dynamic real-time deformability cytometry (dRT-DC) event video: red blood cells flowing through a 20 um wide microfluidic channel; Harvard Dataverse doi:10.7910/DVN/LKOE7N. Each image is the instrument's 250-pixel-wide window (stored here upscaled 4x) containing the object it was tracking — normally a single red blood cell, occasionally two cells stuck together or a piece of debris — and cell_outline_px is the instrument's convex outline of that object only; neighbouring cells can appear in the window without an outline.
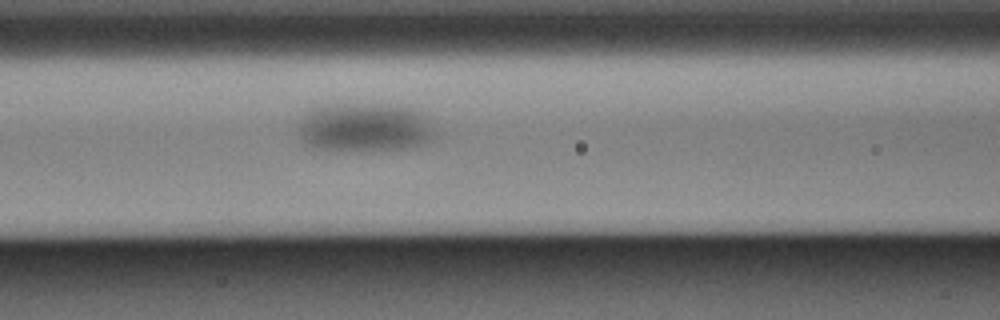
{"species": "Egyptian fruit bat (a non-hibernating species)", "species_latin": "Rousettus aegyptiacus", "temperature_condition": "warm", "stored_images_in_passage": 6, "camera_frame_rate_fps": 3000, "um_per_image_px": 0.085, "animal": {"sex": "male"}, "frame": {"image": 1, "passage_image": 6, "time_ms": 1.667, "image_size_px": [1000, 320], "cell_outline_px": [[432, 136], [424, 144], [404, 148], [360, 152], [332, 152], [312, 148], [300, 136], [300, 128], [304, 116], [312, 108], [328, 104], [352, 104], [416, 108], [428, 116], [432, 132]], "centroid_in_image_um": [30.97, 10.87], "position_along_channel_um": 135.6, "area_um2": 39.02}}